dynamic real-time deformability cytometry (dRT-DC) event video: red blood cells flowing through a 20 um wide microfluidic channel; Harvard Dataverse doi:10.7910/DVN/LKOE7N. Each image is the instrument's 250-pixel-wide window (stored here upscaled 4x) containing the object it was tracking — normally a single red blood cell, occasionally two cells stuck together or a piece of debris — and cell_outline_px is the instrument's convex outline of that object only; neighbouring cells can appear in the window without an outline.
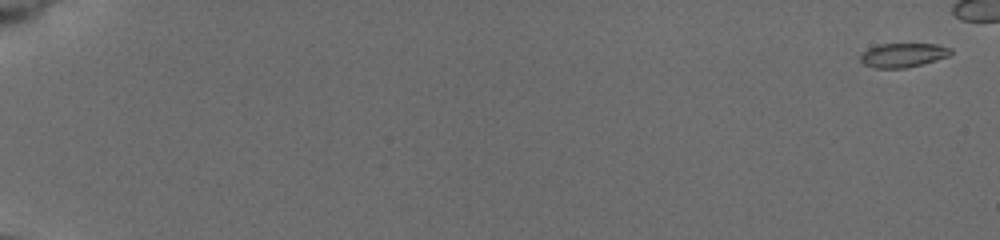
{"species": "common noctule bat (a hibernating species)", "species_latin": "Nyctalus noctula", "temperature_condition": "cold", "stored_images_in_passage": 16, "segment_of_instrument_passage": [1, 2], "camera_frame_rate_fps": 3000, "um_per_image_px": 0.085, "animal": {"sex": "female", "body_mass_g": 19.5, "forearm_length_mm": 54.1}, "frame": {"image": 1, "passage_image": 1, "time_ms": 0.0, "image_size_px": [1000, 240], "cell_outline_px": [[952, 52], [948, 56], [920, 64], [904, 68], [876, 68], [864, 64], [860, 60], [860, 56], [868, 48], [876, 44], [936, 44], [952, 48]], "centroid_in_image_um": [76.74, 4.67], "position_along_channel_um": 8.3, "area_um2": 12.54}}
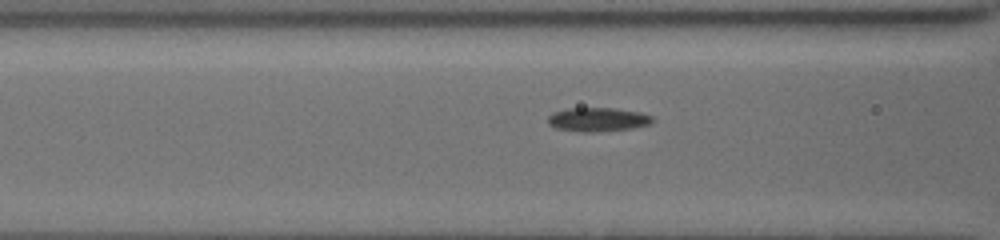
{"frame": {"image": 2, "passage_image": 14, "time_ms": 8.333, "image_size_px": [1000, 240], "cell_outline_px": [[656, 120], [648, 124], [632, 128], [592, 132], [584, 132], [556, 128], [548, 124], [548, 116], [552, 112], [568, 108], [616, 108], [640, 112], [652, 116]], "centroid_in_image_um": [50.8, 10.15], "position_along_channel_um": 115.8, "area_um2": 14.57}}